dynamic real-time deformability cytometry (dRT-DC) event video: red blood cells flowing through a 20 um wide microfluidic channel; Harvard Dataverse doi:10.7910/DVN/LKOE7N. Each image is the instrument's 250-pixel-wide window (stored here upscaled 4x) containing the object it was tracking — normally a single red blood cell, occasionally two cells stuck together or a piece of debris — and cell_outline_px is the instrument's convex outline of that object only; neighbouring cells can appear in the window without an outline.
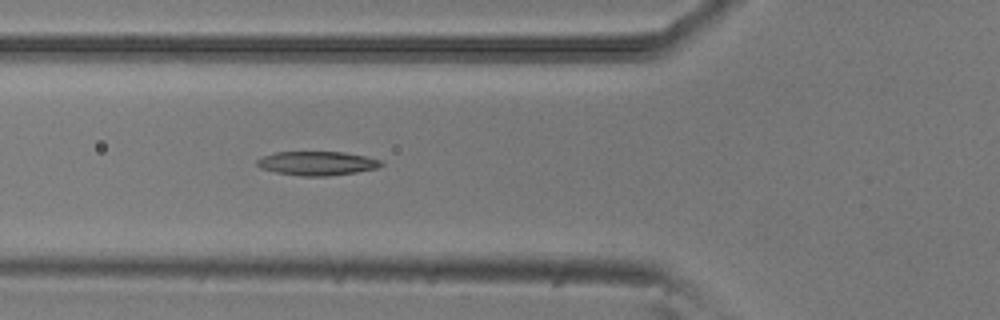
{"species": "common noctule bat (a hibernating species)", "species_latin": "Nyctalus noctula", "temperature_condition": "room temperature", "stored_images_in_passage": 6, "camera_frame_rate_fps": 3000, "um_per_image_px": 0.085, "animal": {"sex": "male", "body_mass_g": 20.5, "forearm_length_mm": 52.5}, "frame": {"image": 1, "passage_image": 6, "time_ms": 1.667, "image_size_px": [1000, 320], "cell_outline_px": [[384, 164], [380, 168], [356, 172], [328, 176], [304, 176], [276, 172], [260, 168], [256, 164], [256, 160], [264, 156], [276, 152], [344, 152], [364, 156], [380, 160]], "centroid_in_image_um": [26.97, 13.88], "position_along_channel_um": 98.8, "area_um2": 17.28}}